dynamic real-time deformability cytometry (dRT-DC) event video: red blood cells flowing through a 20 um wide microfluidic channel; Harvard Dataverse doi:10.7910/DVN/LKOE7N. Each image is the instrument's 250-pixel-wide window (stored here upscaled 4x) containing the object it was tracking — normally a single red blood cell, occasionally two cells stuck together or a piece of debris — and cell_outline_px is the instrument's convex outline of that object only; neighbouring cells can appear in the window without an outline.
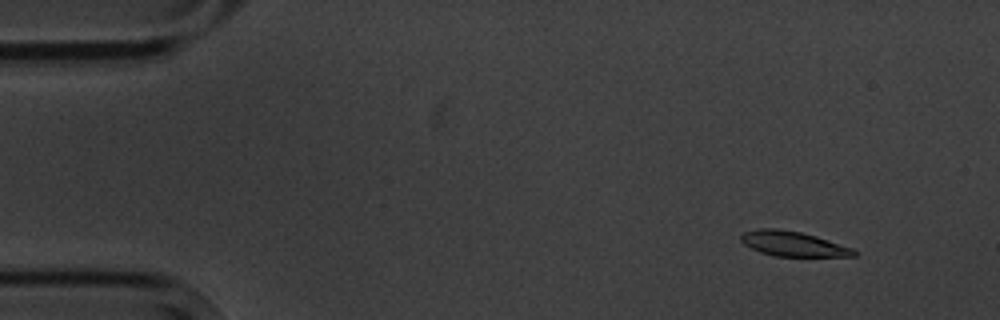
{"species": "common noctule bat (a hibernating species)", "species_latin": "Nyctalus noctula", "temperature_condition": "cold", "stored_images_in_passage": 5, "camera_frame_rate_fps": 3000, "um_per_image_px": 0.085, "animal": {"sex": "male", "body_mass_g": 20.1, "forearm_length_mm": 53.5}, "frame": {"image": 1, "passage_image": 2, "time_ms": 1.0, "image_size_px": [1000, 320], "cell_outline_px": [[856, 256], [776, 256], [760, 252], [744, 244], [740, 240], [740, 236], [744, 232], [760, 228], [776, 228], [800, 232], [816, 236], [852, 248], [856, 252]], "centroid_in_image_um": [67.38, 20.72], "position_along_channel_um": 17.6, "area_um2": 16.18}}
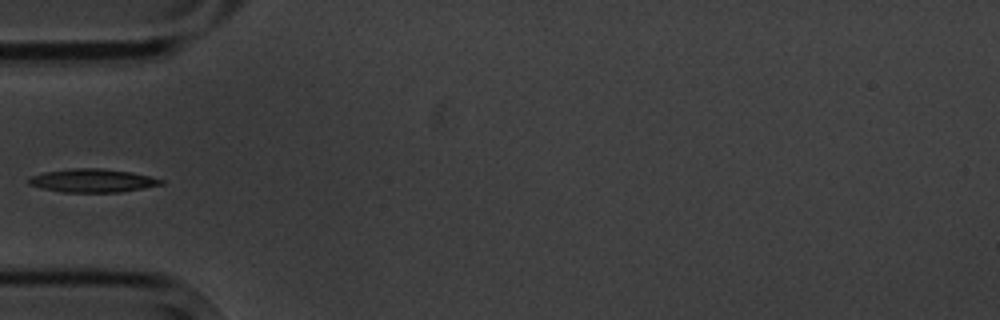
{"frame": {"image": 2, "passage_image": 5, "time_ms": 5.333, "image_size_px": [1000, 320], "cell_outline_px": [[164, 184], [120, 192], [60, 192], [40, 188], [28, 184], [28, 176], [44, 172], [72, 168], [100, 168], [132, 172], [164, 180]], "centroid_in_image_um": [7.81, 15.35], "position_along_channel_um": 77.2, "area_um2": 18.09}}